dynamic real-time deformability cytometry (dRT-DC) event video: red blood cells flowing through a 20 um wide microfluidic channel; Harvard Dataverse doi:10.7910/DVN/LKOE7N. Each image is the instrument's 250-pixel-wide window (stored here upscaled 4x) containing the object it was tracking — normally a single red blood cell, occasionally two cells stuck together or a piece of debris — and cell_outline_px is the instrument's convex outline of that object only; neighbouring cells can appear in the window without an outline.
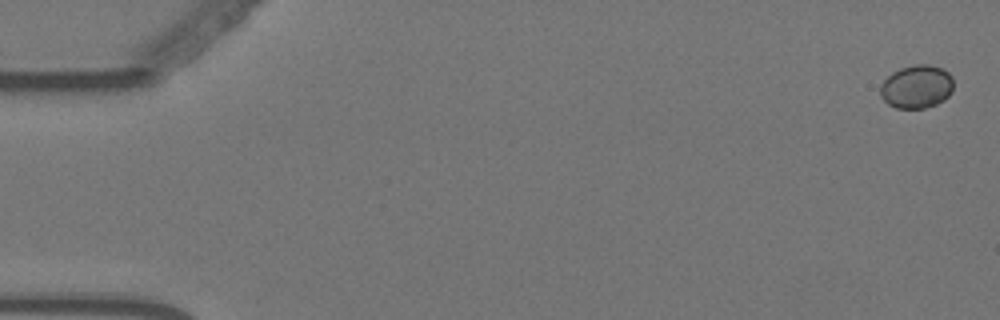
{"species": "Egyptian fruit bat (a non-hibernating species)", "species_latin": "Rousettus aegyptiacus", "temperature_condition": "warm", "stored_images_in_passage": 59, "camera_frame_rate_fps": 3000, "um_per_image_px": 0.085, "animal": {"sex": "female"}, "frame": {"image": 1, "passage_image": 2, "time_ms": 0.333, "image_size_px": [1000, 320], "cell_outline_px": [[952, 92], [944, 100], [936, 104], [924, 108], [896, 108], [888, 104], [880, 96], [880, 84], [892, 72], [900, 68], [916, 64], [928, 64], [940, 68], [948, 72], [952, 76]], "centroid_in_image_um": [77.9, 7.37], "position_along_channel_um": 7.1, "area_um2": 18.5}}
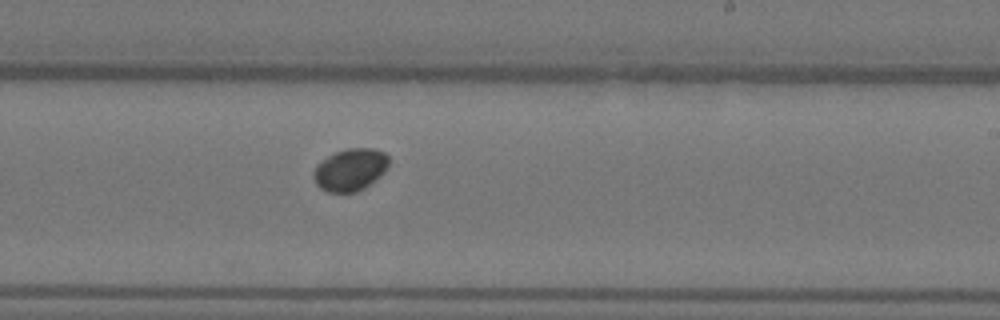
{"frame": {"image": 2, "passage_image": 36, "time_ms": 11.667, "image_size_px": [1000, 320], "cell_outline_px": [[388, 164], [384, 172], [376, 180], [364, 188], [356, 192], [328, 192], [320, 188], [316, 184], [312, 172], [316, 164], [328, 156], [336, 152], [348, 148], [372, 148], [384, 152], [388, 156]], "centroid_in_image_um": [29.76, 14.42], "position_along_channel_um": 259.2, "area_um2": 18.55}}
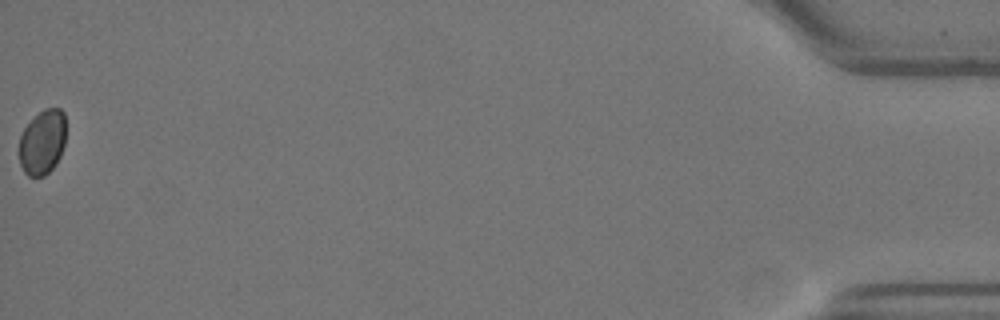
{"frame": {"image": 3, "passage_image": 59, "time_ms": 19.333, "image_size_px": [1000, 320], "cell_outline_px": [[64, 144], [60, 156], [56, 164], [44, 176], [28, 176], [24, 172], [20, 164], [20, 136], [24, 128], [44, 108], [60, 108], [64, 112]], "centroid_in_image_um": [3.6, 12.09], "position_along_channel_um": 431.6, "area_um2": 17.4}}